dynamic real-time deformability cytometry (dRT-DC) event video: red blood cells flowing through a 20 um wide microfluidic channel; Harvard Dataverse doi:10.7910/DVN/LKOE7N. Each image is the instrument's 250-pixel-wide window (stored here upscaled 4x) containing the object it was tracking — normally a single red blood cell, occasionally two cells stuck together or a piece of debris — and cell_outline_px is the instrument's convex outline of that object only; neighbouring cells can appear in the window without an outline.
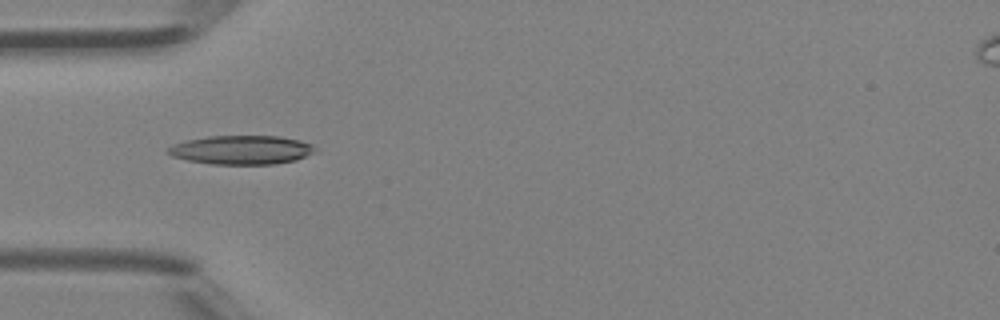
{"species": "Egyptian fruit bat (a non-hibernating species)", "species_latin": "Rousettus aegyptiacus", "temperature_condition": "room temperature", "stored_images_in_passage": 5, "camera_frame_rate_fps": 3000, "um_per_image_px": 0.085, "animal": {"sex": "female"}, "frame": {"image": 1, "passage_image": 5, "time_ms": 1.333, "image_size_px": [1000, 320], "cell_outline_px": [[316, 152], [296, 160], [272, 164], [212, 164], [188, 160], [172, 156], [164, 152], [172, 144], [188, 140], [208, 136], [280, 136], [300, 140], [312, 144], [316, 148]], "centroid_in_image_um": [20.53, 12.74], "position_along_channel_um": 64.5, "area_um2": 24.85}}